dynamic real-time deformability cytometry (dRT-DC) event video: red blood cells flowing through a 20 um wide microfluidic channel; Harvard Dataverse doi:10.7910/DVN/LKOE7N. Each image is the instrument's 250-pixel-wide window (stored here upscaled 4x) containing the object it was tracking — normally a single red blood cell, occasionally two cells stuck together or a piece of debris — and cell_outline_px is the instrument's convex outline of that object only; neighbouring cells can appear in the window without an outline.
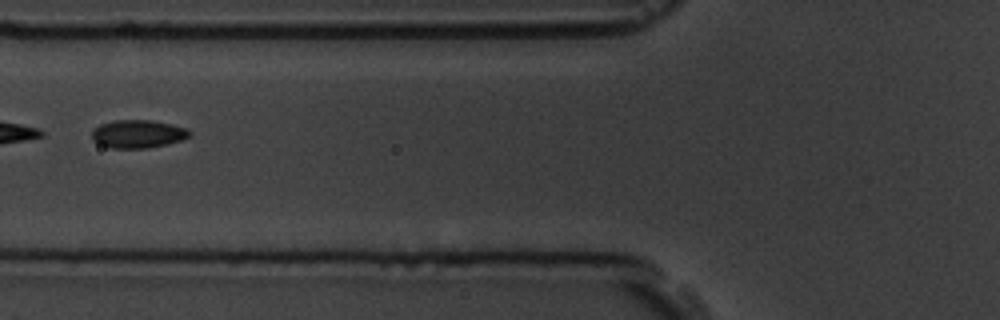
{"species": "common noctule bat (a hibernating species)", "species_latin": "Nyctalus noctula", "temperature_condition": "room temperature", "stored_images_in_passage": 13, "segment_of_instrument_passage": [2, 2], "camera_frame_rate_fps": 3000, "um_per_image_px": 0.085, "animal": {"sex": "male", "body_mass_g": 19.5, "forearm_length_mm": 54.6}, "frame": {"image": 1, "passage_image": 6, "time_ms": 6.667, "image_size_px": [1000, 320], "cell_outline_px": [[192, 136], [168, 144], [148, 148], [112, 148], [100, 144], [92, 140], [92, 128], [100, 124], [112, 120], [152, 120], [172, 124], [184, 128], [192, 132]], "centroid_in_image_um": [11.71, 11.38], "position_along_channel_um": 114.1, "area_um2": 16.13}}
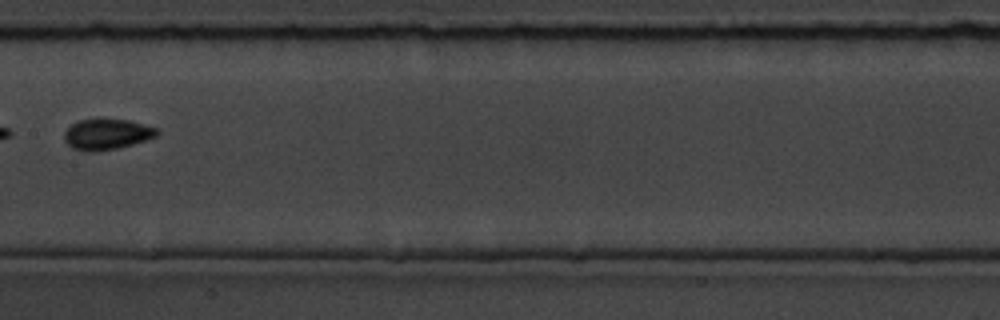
{"frame": {"image": 2, "passage_image": 8, "time_ms": 9.0, "image_size_px": [1000, 320], "cell_outline_px": [[160, 132], [156, 136], [132, 144], [116, 148], [92, 152], [88, 152], [72, 148], [64, 140], [64, 132], [76, 120], [96, 116], [128, 120], [160, 128]], "centroid_in_image_um": [9.06, 11.36], "position_along_channel_um": 198.3, "area_um2": 17.17}}
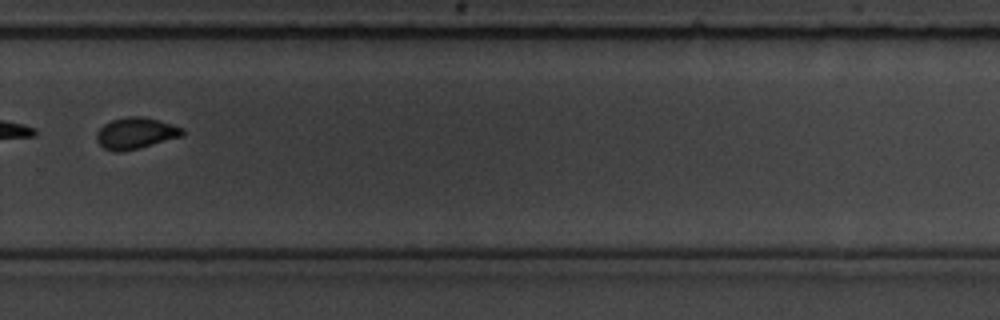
{"frame": {"image": 3, "passage_image": 11, "time_ms": 12.333, "image_size_px": [1000, 320], "cell_outline_px": [[184, 132], [180, 136], [140, 148], [120, 152], [116, 152], [104, 148], [96, 140], [96, 132], [104, 124], [112, 120], [128, 116], [144, 116], [172, 124], [184, 128]], "centroid_in_image_um": [11.51, 11.32], "position_along_channel_um": 318.3, "area_um2": 15.61}}